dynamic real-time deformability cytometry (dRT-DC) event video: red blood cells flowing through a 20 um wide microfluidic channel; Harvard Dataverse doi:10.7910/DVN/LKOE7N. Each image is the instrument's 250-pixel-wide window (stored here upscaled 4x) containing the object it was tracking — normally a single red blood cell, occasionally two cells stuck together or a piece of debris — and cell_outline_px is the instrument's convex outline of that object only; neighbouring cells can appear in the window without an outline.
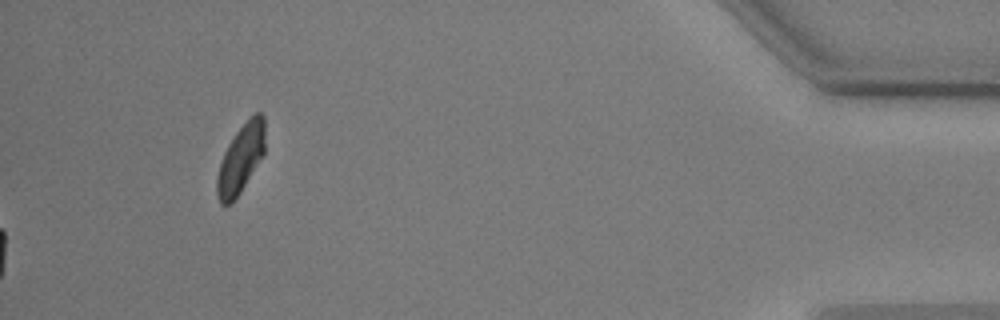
{"species": "common noctule bat (a hibernating species)", "species_latin": "Nyctalus noctula", "temperature_condition": "warm", "stored_images_in_passage": 57, "camera_frame_rate_fps": 3000, "um_per_image_px": 0.085, "animal": {"sex": "male", "body_mass_g": 17.9, "forearm_length_mm": 54.2}, "frame": {"image": 1, "passage_image": 57, "time_ms": 18.667, "image_size_px": [1000, 320], "cell_outline_px": [[264, 156], [240, 192], [228, 204], [220, 204], [216, 192], [216, 176], [224, 152], [228, 144], [236, 132], [256, 112], [260, 112], [264, 116]], "centroid_in_image_um": [20.46, 13.5], "position_along_channel_um": 414.7, "area_um2": 18.96}, "authors_computed_cell_mechanics": {"area_um2": 18.5538, "velocity_mm_per_s": 3.5926, "shape_relaxation_time_tau1_ms": 3.9159, "shape_relaxation_time_tau2_ms": 2.2993, "deformation_change_tau1": 0.1311, "deformation_change_tau2": 0.0591}}